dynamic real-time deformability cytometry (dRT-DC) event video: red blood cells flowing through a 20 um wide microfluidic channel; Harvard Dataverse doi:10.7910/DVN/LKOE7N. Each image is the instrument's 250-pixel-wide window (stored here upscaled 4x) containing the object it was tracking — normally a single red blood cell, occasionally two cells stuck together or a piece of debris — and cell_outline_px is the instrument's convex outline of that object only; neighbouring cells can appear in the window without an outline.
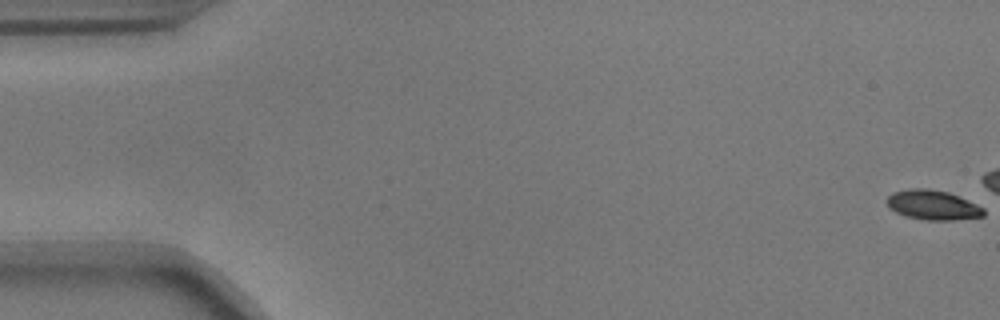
{"species": "common noctule bat (a hibernating species)", "species_latin": "Nyctalus noctula", "temperature_condition": "warm", "stored_images_in_passage": 14, "camera_frame_rate_fps": 3000, "um_per_image_px": 0.085, "animal": {"sex": "male", "body_mass_g": 17.9}, "frame": {"image": 1, "passage_image": 1, "time_ms": 0.0, "image_size_px": [1000, 320], "cell_outline_px": [[984, 216], [952, 220], [924, 220], [904, 216], [888, 208], [884, 200], [892, 192], [908, 188], [928, 188], [948, 192], [960, 196], [984, 208]], "centroid_in_image_um": [79.23, 17.42], "position_along_channel_um": 5.8, "area_um2": 17.05}}